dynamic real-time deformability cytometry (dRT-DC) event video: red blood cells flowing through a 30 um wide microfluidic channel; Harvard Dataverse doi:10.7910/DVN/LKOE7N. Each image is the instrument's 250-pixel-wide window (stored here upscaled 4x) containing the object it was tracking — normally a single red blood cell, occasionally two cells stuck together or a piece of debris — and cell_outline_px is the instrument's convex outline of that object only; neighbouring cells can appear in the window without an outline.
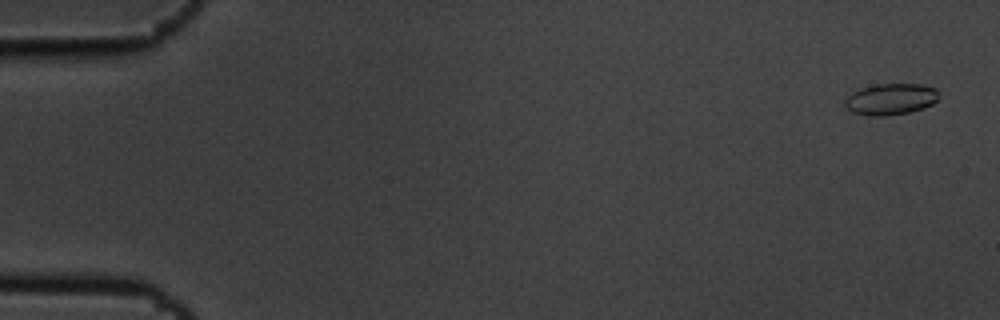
{"species": "common noctule bat (a hibernating species)", "species_latin": "Nyctalus noctula", "temperature_condition": "cold", "stored_images_in_passage": 5, "camera_frame_rate_fps": 3000, "um_per_image_px": 0.085, "animal": {"sex": "male", "body_mass_g": 19.5, "forearm_length_mm": 54.6}, "frame": {"image": 1, "passage_image": 1, "time_ms": 0.0, "image_size_px": [1000, 320], "cell_outline_px": [[936, 100], [932, 104], [924, 108], [908, 112], [884, 116], [872, 116], [852, 112], [844, 104], [844, 100], [852, 92], [860, 88], [876, 84], [920, 84], [936, 88]], "centroid_in_image_um": [75.67, 8.42], "position_along_channel_um": 9.3, "area_um2": 16.99}}